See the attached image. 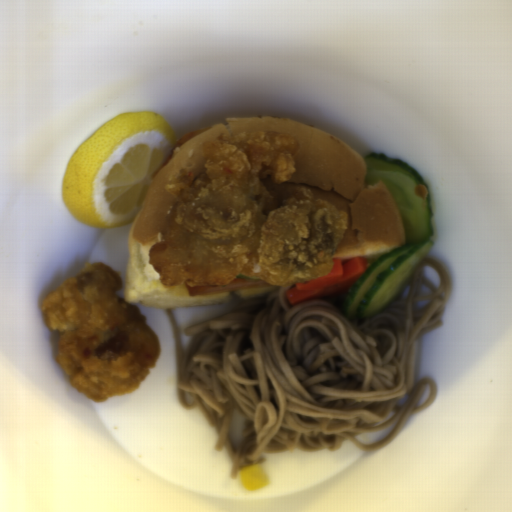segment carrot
Instances as JSON below:
<instances>
[{"label": "carrot", "mask_w": 512, "mask_h": 512, "mask_svg": "<svg viewBox=\"0 0 512 512\" xmlns=\"http://www.w3.org/2000/svg\"><path fill=\"white\" fill-rule=\"evenodd\" d=\"M367 269V261L363 256L353 257L347 261L333 258L328 274L316 280L296 283L285 295L290 305L301 302L320 300L335 294L343 293Z\"/></svg>", "instance_id": "obj_1"}]
</instances>
